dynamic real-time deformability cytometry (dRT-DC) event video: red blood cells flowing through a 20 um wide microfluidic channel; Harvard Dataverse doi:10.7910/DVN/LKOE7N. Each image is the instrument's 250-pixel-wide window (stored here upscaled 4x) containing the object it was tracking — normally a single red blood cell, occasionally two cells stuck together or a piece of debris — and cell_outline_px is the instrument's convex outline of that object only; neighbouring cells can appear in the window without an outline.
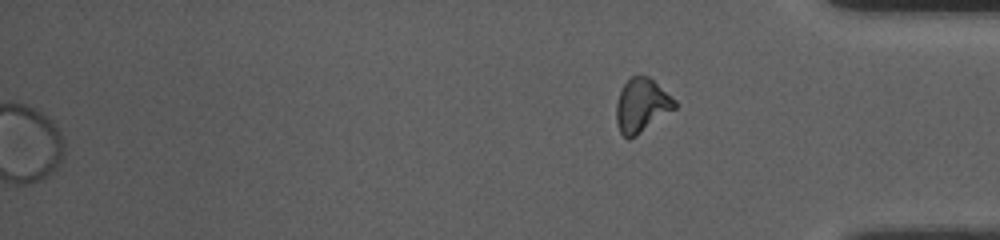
{"species": "common noctule bat (a hibernating species)", "species_latin": "Nyctalus noctula", "temperature_condition": "room temperature", "stored_images_in_passage": 53, "segment_of_instrument_passage": [2, 2], "camera_frame_rate_fps": 3000, "um_per_image_px": 0.085, "animal": {"sex": "female", "body_mass_g": 10.0, "forearm_length_mm": 53.1}, "frame": {"image": 1, "passage_image": 53, "time_ms": 17.333, "image_size_px": [1000, 240], "cell_outline_px": [[676, 108], [636, 136], [628, 140], [620, 132], [616, 120], [616, 104], [620, 92], [624, 84], [632, 76], [648, 76], [676, 100]], "centroid_in_image_um": [54.53, 8.98], "position_along_channel_um": 380.7, "area_um2": 18.15}}